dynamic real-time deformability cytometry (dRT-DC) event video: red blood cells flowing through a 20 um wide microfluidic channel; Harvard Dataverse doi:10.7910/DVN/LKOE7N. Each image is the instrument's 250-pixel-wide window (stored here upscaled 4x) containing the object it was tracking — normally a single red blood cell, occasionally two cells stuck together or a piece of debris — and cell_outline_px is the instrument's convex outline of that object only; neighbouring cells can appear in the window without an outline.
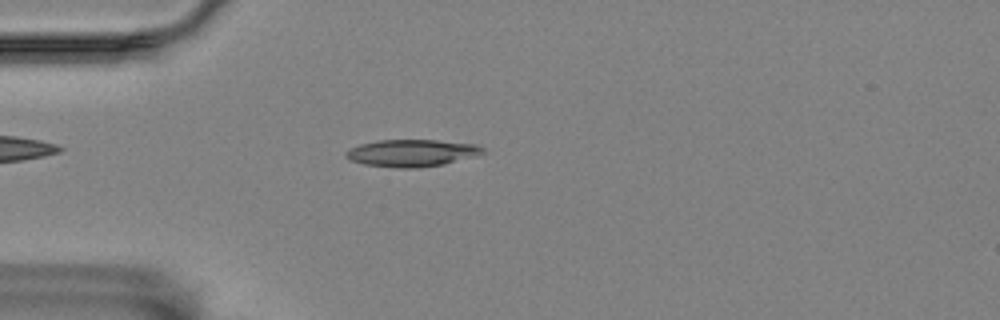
{"species": "Egyptian fruit bat (a non-hibernating species)", "species_latin": "Rousettus aegyptiacus", "temperature_condition": "room temperature", "stored_images_in_passage": 32, "camera_frame_rate_fps": 3000, "um_per_image_px": 0.085, "animal": {"sex": "female"}, "frame": {"image": 1, "passage_image": 4, "time_ms": 1.0, "image_size_px": [1000, 320], "cell_outline_px": [[488, 152], [444, 164], [416, 168], [400, 168], [364, 164], [352, 160], [344, 156], [344, 152], [360, 144], [380, 140], [436, 140], [476, 144], [484, 148]], "centroid_in_image_um": [35.03, 13.0], "position_along_channel_um": 50.0, "area_um2": 21.5}}
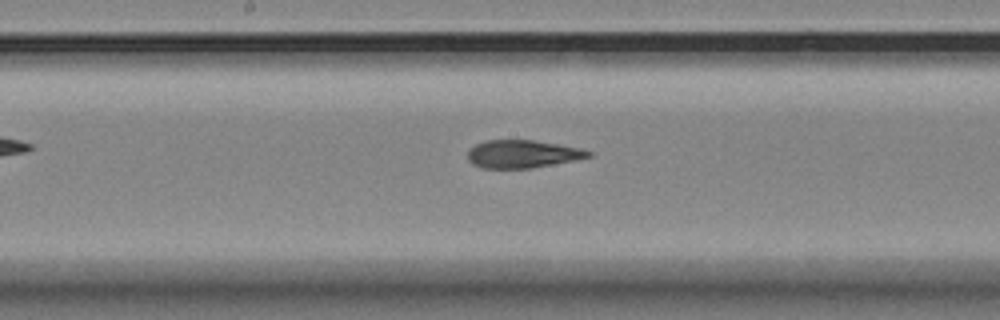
{"frame": {"image": 2, "passage_image": 18, "time_ms": 5.667, "image_size_px": [1000, 320], "cell_outline_px": [[592, 156], [532, 168], [480, 168], [472, 164], [468, 160], [468, 152], [476, 144], [484, 140], [532, 140], [580, 148], [592, 152]], "centroid_in_image_um": [44.37, 13.09], "position_along_channel_um": 203.8, "area_um2": 19.36}}
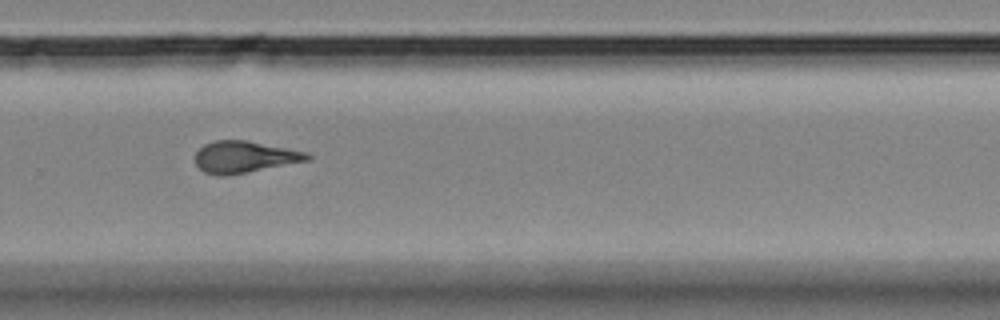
{"frame": {"image": 3, "passage_image": 27, "time_ms": 8.667, "image_size_px": [1000, 320], "cell_outline_px": [[312, 160], [248, 172], [224, 176], [216, 176], [204, 172], [196, 164], [196, 152], [204, 144], [216, 140], [248, 140], [308, 152], [312, 156]], "centroid_in_image_um": [20.82, 13.34], "position_along_channel_um": 309.0, "area_um2": 20.92}, "authors_computed_cell_mechanics": {"area_um2": 20.3167, "velocity_mm_per_s": 3.5149, "shape_relaxation_time_tau1_ms": 5.5754, "shape_relaxation_time_tau2_ms": 2.7413, "deformation_change_tau1": 0.1832, "deformation_change_tau2": 0.1266}}